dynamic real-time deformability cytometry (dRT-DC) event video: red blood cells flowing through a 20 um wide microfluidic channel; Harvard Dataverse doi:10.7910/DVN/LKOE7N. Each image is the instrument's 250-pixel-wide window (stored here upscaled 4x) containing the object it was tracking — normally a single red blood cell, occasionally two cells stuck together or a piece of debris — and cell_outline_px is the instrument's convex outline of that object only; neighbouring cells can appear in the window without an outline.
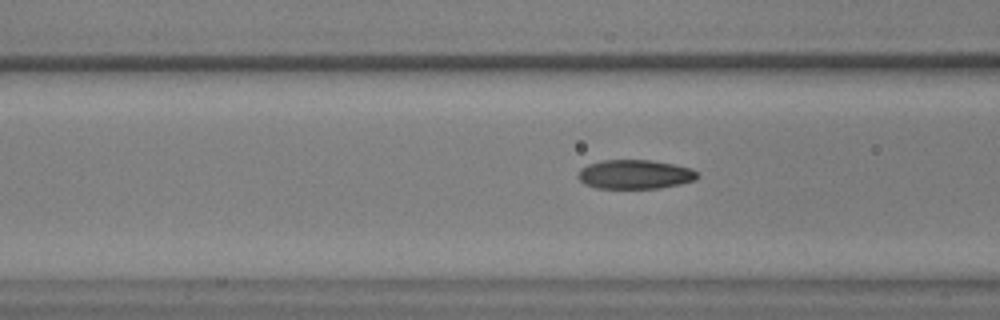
{"species": "common noctule bat (a hibernating species)", "species_latin": "Nyctalus noctula", "temperature_condition": "warm", "stored_images_in_passage": 35, "camera_frame_rate_fps": 3000, "um_per_image_px": 0.085, "animal": {"sex": "male", "body_mass_g": 17.9, "forearm_length_mm": 54.2}, "frame": {"image": 1, "passage_image": 5, "time_ms": 1.333, "image_size_px": [1000, 320], "cell_outline_px": [[700, 176], [696, 180], [680, 184], [660, 188], [596, 188], [584, 184], [576, 176], [580, 168], [588, 164], [604, 160], [652, 160], [676, 164], [692, 168], [700, 172]], "centroid_in_image_um": [54.01, 14.81], "position_along_channel_um": 112.6, "area_um2": 20.63}}
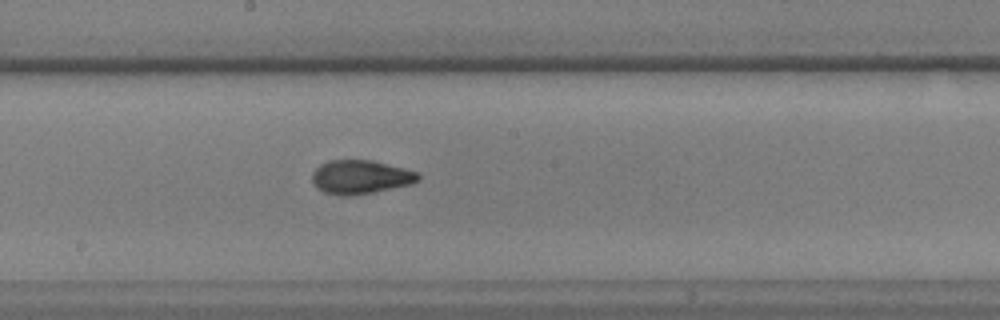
{"frame": {"image": 2, "passage_image": 14, "time_ms": 4.333, "image_size_px": [1000, 320], "cell_outline_px": [[420, 180], [412, 184], [372, 192], [348, 196], [340, 196], [324, 192], [316, 188], [312, 180], [312, 172], [320, 164], [328, 160], [372, 160], [404, 168], [416, 172], [420, 176]], "centroid_in_image_um": [30.62, 15.04], "position_along_channel_um": 217.6, "area_um2": 20.92}}
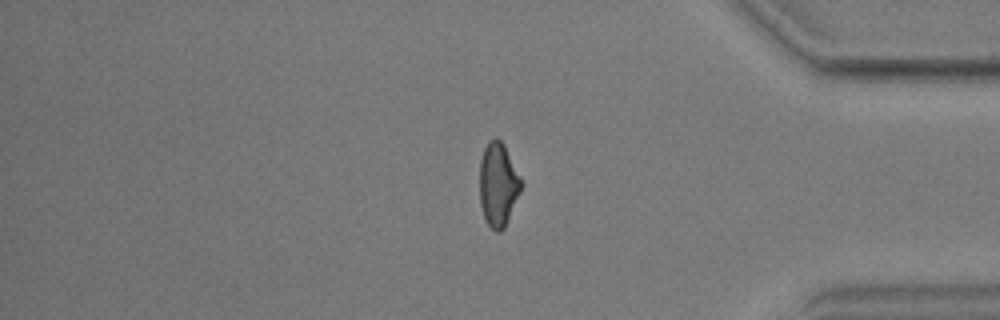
{"frame": {"image": 3, "passage_image": 31, "time_ms": 10.0, "image_size_px": [1000, 320], "cell_outline_px": [[520, 192], [504, 228], [500, 232], [496, 232], [488, 224], [484, 216], [480, 204], [480, 160], [484, 148], [488, 140], [496, 136], [504, 144], [520, 176]], "centroid_in_image_um": [42.32, 15.65], "position_along_channel_um": 392.9, "area_um2": 20.06}}